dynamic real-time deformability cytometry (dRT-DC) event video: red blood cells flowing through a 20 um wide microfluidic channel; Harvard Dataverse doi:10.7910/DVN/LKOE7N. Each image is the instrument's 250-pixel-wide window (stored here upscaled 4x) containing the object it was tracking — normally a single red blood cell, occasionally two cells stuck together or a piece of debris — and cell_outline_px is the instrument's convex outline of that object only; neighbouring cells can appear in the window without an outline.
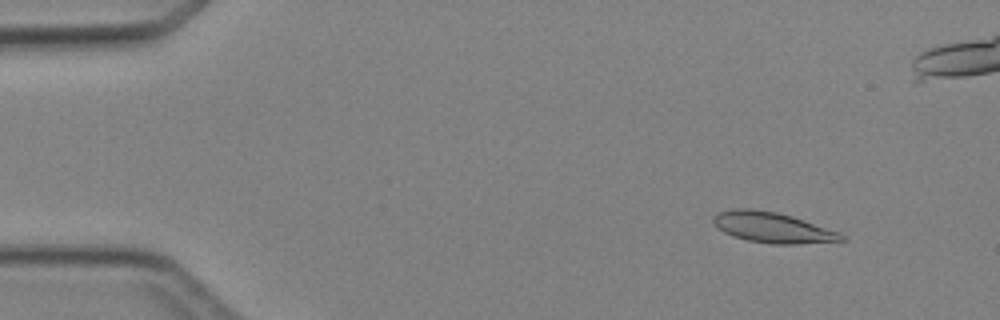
{"species": "Egyptian fruit bat (a non-hibernating species)", "species_latin": "Rousettus aegyptiacus", "temperature_condition": "cold", "stored_images_in_passage": 5, "camera_frame_rate_fps": 3000, "um_per_image_px": 0.085, "animal": {"sex": "female"}, "frame": {"image": 1, "passage_image": 2, "time_ms": 1.0, "image_size_px": [1000, 320], "cell_outline_px": [[848, 240], [796, 244], [772, 244], [748, 240], [732, 236], [724, 232], [712, 224], [712, 216], [716, 212], [732, 208], [752, 208], [776, 212], [792, 216], [840, 232]], "centroid_in_image_um": [65.62, 19.32], "position_along_channel_um": 19.4, "area_um2": 23.0}}